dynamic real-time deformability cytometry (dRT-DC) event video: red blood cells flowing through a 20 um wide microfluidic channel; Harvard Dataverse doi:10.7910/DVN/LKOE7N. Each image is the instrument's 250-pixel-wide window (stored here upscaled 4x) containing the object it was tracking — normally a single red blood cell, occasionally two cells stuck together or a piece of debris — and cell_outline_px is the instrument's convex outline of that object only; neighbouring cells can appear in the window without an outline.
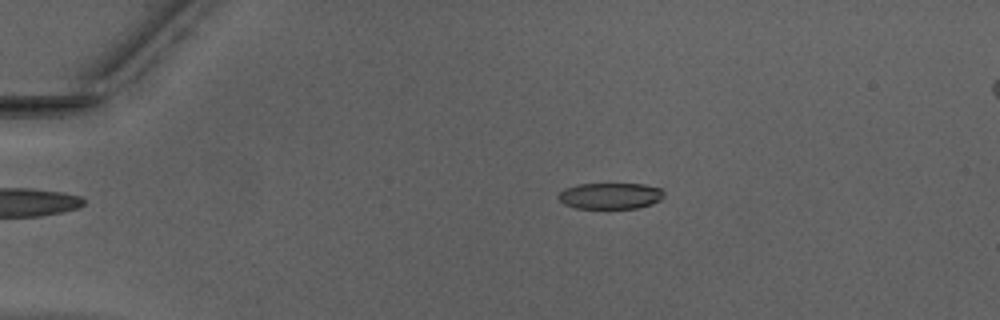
{"species": "Egyptian fruit bat (a non-hibernating species)", "species_latin": "Rousettus aegyptiacus", "temperature_condition": "warm", "stored_images_in_passage": 14, "camera_frame_rate_fps": 3000, "um_per_image_px": 0.085, "animal": {"sex": "male"}, "frame": {"image": 1, "passage_image": 7, "time_ms": 2.0, "image_size_px": [1000, 320], "cell_outline_px": [[664, 196], [660, 200], [652, 204], [640, 208], [576, 208], [564, 204], [556, 196], [564, 188], [576, 184], [644, 184], [660, 188], [664, 192]], "centroid_in_image_um": [51.87, 16.64], "position_along_channel_um": 33.1, "area_um2": 16.24}}
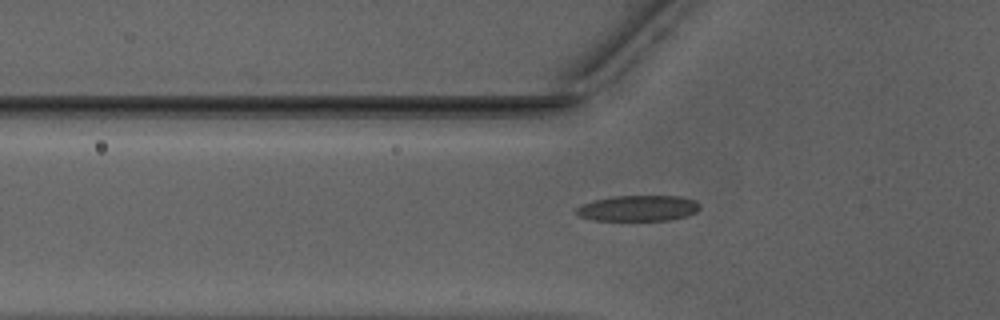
{"frame": {"image": 2, "passage_image": 14, "time_ms": 4.333, "image_size_px": [1000, 320], "cell_outline_px": [[700, 208], [696, 212], [688, 216], [672, 220], [592, 220], [580, 216], [576, 212], [576, 208], [580, 204], [592, 200], [612, 196], [680, 196], [696, 200], [700, 204]], "centroid_in_image_um": [54.26, 17.69], "position_along_channel_um": 71.5, "area_um2": 18.79}}